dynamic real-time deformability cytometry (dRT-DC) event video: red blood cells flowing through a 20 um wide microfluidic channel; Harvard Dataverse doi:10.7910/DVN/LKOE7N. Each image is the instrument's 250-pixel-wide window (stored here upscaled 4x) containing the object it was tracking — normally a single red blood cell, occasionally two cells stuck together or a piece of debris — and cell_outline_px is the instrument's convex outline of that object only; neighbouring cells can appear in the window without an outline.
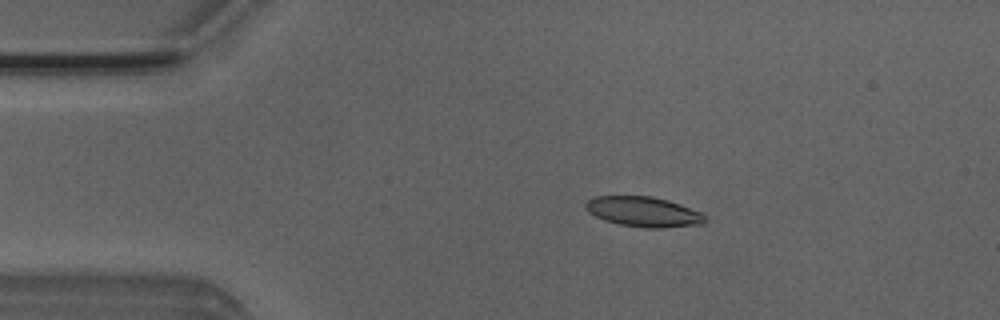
{"species": "Egyptian fruit bat (a non-hibernating species)", "species_latin": "Rousettus aegyptiacus", "temperature_condition": "room temperature", "stored_images_in_passage": 3, "camera_frame_rate_fps": 3000, "um_per_image_px": 0.085, "animal": {"sex": "male"}, "frame": {"image": 1, "passage_image": 1, "time_ms": 0.0, "image_size_px": [1000, 320], "cell_outline_px": [[708, 220], [704, 224], [664, 228], [644, 228], [620, 224], [604, 220], [588, 212], [584, 208], [584, 204], [588, 200], [596, 196], [652, 196], [668, 200], [680, 204], [700, 212], [708, 216]], "centroid_in_image_um": [54.73, 18.01], "position_along_channel_um": 30.3, "area_um2": 21.15}}